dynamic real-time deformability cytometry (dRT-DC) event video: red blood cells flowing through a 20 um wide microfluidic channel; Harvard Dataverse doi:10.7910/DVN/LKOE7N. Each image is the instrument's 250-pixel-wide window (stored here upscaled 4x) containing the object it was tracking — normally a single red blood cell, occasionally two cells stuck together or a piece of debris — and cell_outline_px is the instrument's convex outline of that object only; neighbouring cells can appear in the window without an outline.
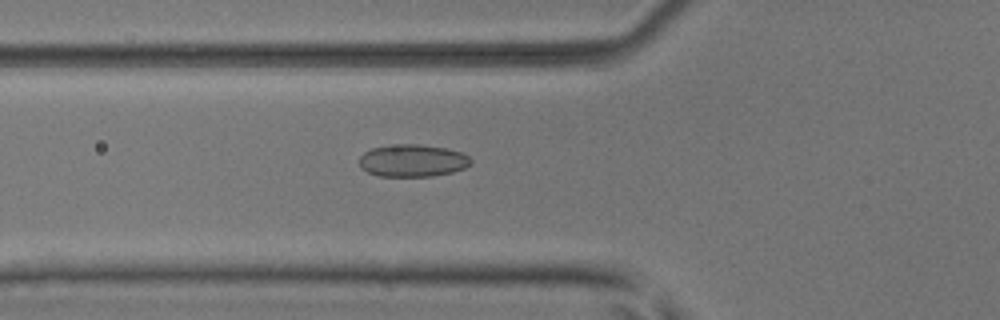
{"species": "common noctule bat (a hibernating species)", "species_latin": "Nyctalus noctula", "temperature_condition": "room temperature", "stored_images_in_passage": 40, "camera_frame_rate_fps": 3000, "um_per_image_px": 0.085, "animal": {"sex": "male", "body_mass_g": 17.9, "forearm_length_mm": 54.2}, "frame": {"image": 1, "passage_image": 7, "time_ms": 2.0, "image_size_px": [1000, 320], "cell_outline_px": [[472, 164], [464, 168], [452, 172], [432, 176], [380, 176], [368, 172], [360, 168], [360, 156], [364, 152], [372, 148], [388, 144], [420, 144], [448, 148], [460, 152], [468, 156], [472, 160]], "centroid_in_image_um": [35.07, 13.64], "position_along_channel_um": 90.7, "area_um2": 21.21}}
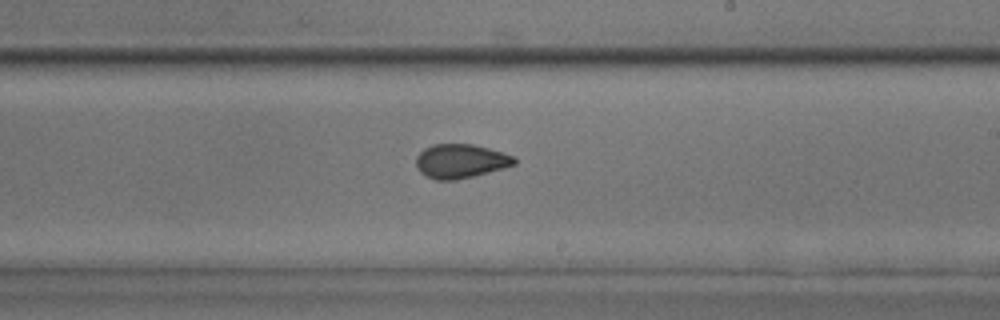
{"frame": {"image": 2, "passage_image": 19, "time_ms": 6.0, "image_size_px": [1000, 320], "cell_outline_px": [[516, 164], [504, 168], [456, 180], [436, 180], [420, 172], [416, 168], [416, 156], [424, 148], [432, 144], [472, 144], [504, 152], [516, 156]], "centroid_in_image_um": [39.16, 13.68], "position_along_channel_um": 249.8, "area_um2": 19.59}}
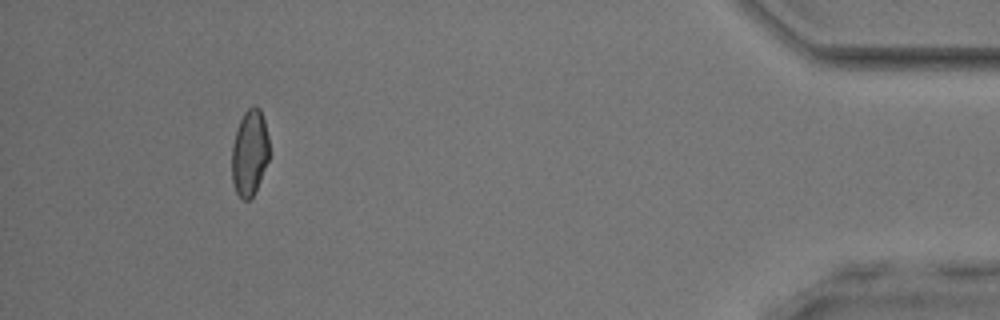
{"frame": {"image": 3, "passage_image": 36, "time_ms": 11.667, "image_size_px": [1000, 320], "cell_outline_px": [[268, 160], [256, 188], [252, 196], [248, 200], [244, 200], [236, 192], [232, 180], [232, 144], [236, 128], [244, 112], [252, 104], [260, 108], [264, 120], [268, 136]], "centroid_in_image_um": [21.2, 12.93], "position_along_channel_um": 414.0, "area_um2": 18.61}, "authors_computed_cell_mechanics": {"area_um2": 19.3919, "velocity_mm_per_s": 3.9843, "shape_relaxation_time_tau1_ms": 7.8771, "shape_relaxation_time_tau2_ms": 1.3062, "deformation_change_tau1": 0.1127, "deformation_change_tau2": 0.0562}}